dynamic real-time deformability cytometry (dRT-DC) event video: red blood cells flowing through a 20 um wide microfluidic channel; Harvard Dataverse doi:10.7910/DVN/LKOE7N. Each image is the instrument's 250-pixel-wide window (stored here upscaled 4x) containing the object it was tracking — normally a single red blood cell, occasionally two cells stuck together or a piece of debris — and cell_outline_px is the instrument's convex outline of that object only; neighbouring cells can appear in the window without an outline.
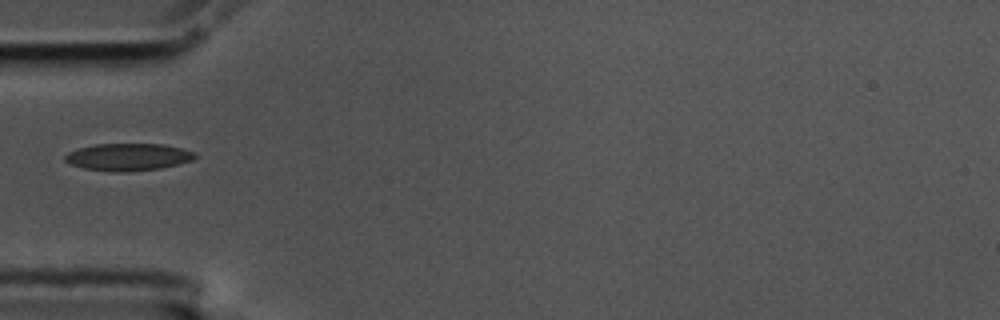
{"species": "common noctule bat (a hibernating species)", "species_latin": "Nyctalus noctula", "temperature_condition": "cold", "stored_images_in_passage": 31, "camera_frame_rate_fps": 3000, "um_per_image_px": 0.085, "animal": {"sex": "male", "body_mass_g": 17.5, "forearm_length_mm": 52.3}, "frame": {"image": 1, "passage_image": 1, "time_ms": 0.0, "image_size_px": [1000, 320], "cell_outline_px": [[196, 156], [192, 160], [160, 168], [116, 172], [84, 168], [72, 164], [64, 160], [64, 156], [68, 152], [80, 148], [96, 144], [164, 144], [196, 152]], "centroid_in_image_um": [10.89, 13.33], "position_along_channel_um": 74.1, "area_um2": 20.29}}
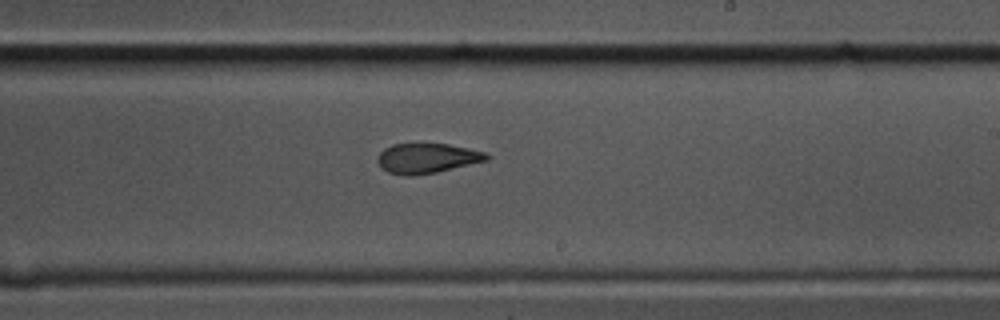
{"frame": {"image": 2, "passage_image": 16, "time_ms": 5.0, "image_size_px": [1000, 320], "cell_outline_px": [[492, 156], [488, 160], [436, 172], [412, 176], [400, 176], [388, 172], [376, 160], [376, 156], [384, 148], [392, 144], [420, 140], [448, 144], [468, 148], [484, 152]], "centroid_in_image_um": [36.26, 13.4], "position_along_channel_um": 252.7, "area_um2": 19.83}}
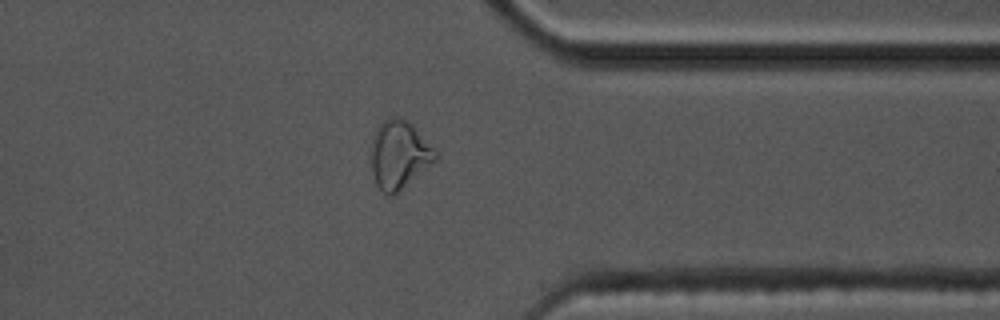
{"frame": {"image": 3, "passage_image": 27, "time_ms": 8.667, "image_size_px": [1000, 320], "cell_outline_px": [[440, 156], [436, 160], [392, 196], [388, 196], [376, 184], [372, 172], [372, 136], [376, 128], [384, 120], [392, 116], [396, 116], [408, 120], [412, 124]], "centroid_in_image_um": [33.92, 13.12], "position_along_channel_um": 377.5, "area_um2": 25.2}}